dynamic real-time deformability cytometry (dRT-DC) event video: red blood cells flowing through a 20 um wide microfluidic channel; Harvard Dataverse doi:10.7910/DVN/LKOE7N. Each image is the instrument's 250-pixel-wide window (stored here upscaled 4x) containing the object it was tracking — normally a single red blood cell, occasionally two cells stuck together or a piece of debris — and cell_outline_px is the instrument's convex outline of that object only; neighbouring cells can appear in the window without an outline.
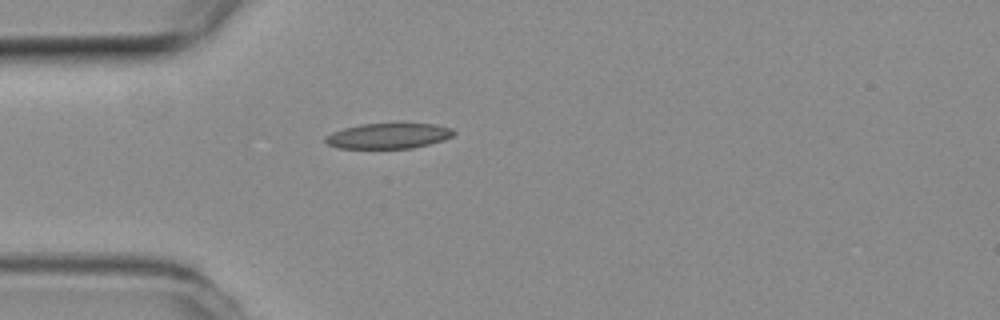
{"species": "common noctule bat (a hibernating species)", "species_latin": "Nyctalus noctula", "temperature_condition": "room temperature", "stored_images_in_passage": 1, "camera_frame_rate_fps": 3000, "um_per_image_px": 0.085, "animal": {"sex": "female", "body_mass_g": 19.3, "forearm_length_mm": 54.1}, "frame": {"image": 1, "passage_image": 1, "time_ms": 0.0, "image_size_px": [1000, 320], "cell_outline_px": [[456, 132], [452, 136], [444, 140], [412, 148], [336, 148], [328, 144], [324, 140], [324, 136], [332, 132], [344, 128], [360, 124], [436, 124], [452, 128]], "centroid_in_image_um": [33.0, 11.55], "position_along_channel_um": 52.0, "area_um2": 18.96}}